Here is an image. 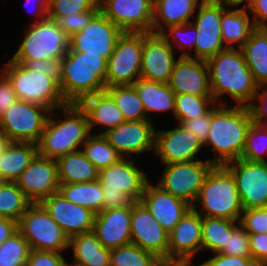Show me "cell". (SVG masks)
<instances>
[{
	"label": "cell",
	"instance_id": "6da1fadb",
	"mask_svg": "<svg viewBox=\"0 0 267 266\" xmlns=\"http://www.w3.org/2000/svg\"><path fill=\"white\" fill-rule=\"evenodd\" d=\"M212 97L216 104L226 94L237 101L236 105L250 106L258 93L259 85L254 81L241 49L226 48L206 60Z\"/></svg>",
	"mask_w": 267,
	"mask_h": 266
},
{
	"label": "cell",
	"instance_id": "7a4b0ae2",
	"mask_svg": "<svg viewBox=\"0 0 267 266\" xmlns=\"http://www.w3.org/2000/svg\"><path fill=\"white\" fill-rule=\"evenodd\" d=\"M252 122L249 106L215 104L211 108L210 130L203 148L212 146V151L218 154L207 160L214 165H225L241 158Z\"/></svg>",
	"mask_w": 267,
	"mask_h": 266
},
{
	"label": "cell",
	"instance_id": "3957f363",
	"mask_svg": "<svg viewBox=\"0 0 267 266\" xmlns=\"http://www.w3.org/2000/svg\"><path fill=\"white\" fill-rule=\"evenodd\" d=\"M59 110L65 119L53 120L55 109L51 110L37 144L40 156L55 160L79 150L91 134L87 114L79 104L68 103Z\"/></svg>",
	"mask_w": 267,
	"mask_h": 266
},
{
	"label": "cell",
	"instance_id": "277c9868",
	"mask_svg": "<svg viewBox=\"0 0 267 266\" xmlns=\"http://www.w3.org/2000/svg\"><path fill=\"white\" fill-rule=\"evenodd\" d=\"M107 60L100 55L76 52L70 46L62 57L60 90L67 103L79 104L85 97L106 90Z\"/></svg>",
	"mask_w": 267,
	"mask_h": 266
},
{
	"label": "cell",
	"instance_id": "5b68a950",
	"mask_svg": "<svg viewBox=\"0 0 267 266\" xmlns=\"http://www.w3.org/2000/svg\"><path fill=\"white\" fill-rule=\"evenodd\" d=\"M196 205H201L202 210H197ZM192 208L205 217L240 220L243 207L234 176L225 165L212 166Z\"/></svg>",
	"mask_w": 267,
	"mask_h": 266
},
{
	"label": "cell",
	"instance_id": "8992f818",
	"mask_svg": "<svg viewBox=\"0 0 267 266\" xmlns=\"http://www.w3.org/2000/svg\"><path fill=\"white\" fill-rule=\"evenodd\" d=\"M0 71L10 80L19 100L37 103L50 110H58L68 104L61 93L59 81L54 77L31 71L11 59Z\"/></svg>",
	"mask_w": 267,
	"mask_h": 266
},
{
	"label": "cell",
	"instance_id": "52a82bcc",
	"mask_svg": "<svg viewBox=\"0 0 267 266\" xmlns=\"http://www.w3.org/2000/svg\"><path fill=\"white\" fill-rule=\"evenodd\" d=\"M69 37L59 23L50 18L30 23L23 41L11 60H53L65 56Z\"/></svg>",
	"mask_w": 267,
	"mask_h": 266
},
{
	"label": "cell",
	"instance_id": "ba28073f",
	"mask_svg": "<svg viewBox=\"0 0 267 266\" xmlns=\"http://www.w3.org/2000/svg\"><path fill=\"white\" fill-rule=\"evenodd\" d=\"M18 231L31 250L62 253L69 248V238L51 218L41 203H31L18 220Z\"/></svg>",
	"mask_w": 267,
	"mask_h": 266
},
{
	"label": "cell",
	"instance_id": "9c48e42d",
	"mask_svg": "<svg viewBox=\"0 0 267 266\" xmlns=\"http://www.w3.org/2000/svg\"><path fill=\"white\" fill-rule=\"evenodd\" d=\"M50 112L43 105L18 100L0 117V132L11 142L38 144Z\"/></svg>",
	"mask_w": 267,
	"mask_h": 266
},
{
	"label": "cell",
	"instance_id": "30bf717a",
	"mask_svg": "<svg viewBox=\"0 0 267 266\" xmlns=\"http://www.w3.org/2000/svg\"><path fill=\"white\" fill-rule=\"evenodd\" d=\"M143 33L123 32L107 60L106 87L133 85L140 78Z\"/></svg>",
	"mask_w": 267,
	"mask_h": 266
},
{
	"label": "cell",
	"instance_id": "8fae6325",
	"mask_svg": "<svg viewBox=\"0 0 267 266\" xmlns=\"http://www.w3.org/2000/svg\"><path fill=\"white\" fill-rule=\"evenodd\" d=\"M163 165L162 177L156 185L193 207L204 178L214 164L208 160H196Z\"/></svg>",
	"mask_w": 267,
	"mask_h": 266
},
{
	"label": "cell",
	"instance_id": "7c38bea8",
	"mask_svg": "<svg viewBox=\"0 0 267 266\" xmlns=\"http://www.w3.org/2000/svg\"><path fill=\"white\" fill-rule=\"evenodd\" d=\"M197 8L196 20L191 21L197 29L195 56L207 60L226 49L222 42L221 16L226 7L231 6L216 0H202Z\"/></svg>",
	"mask_w": 267,
	"mask_h": 266
},
{
	"label": "cell",
	"instance_id": "4fadbf2b",
	"mask_svg": "<svg viewBox=\"0 0 267 266\" xmlns=\"http://www.w3.org/2000/svg\"><path fill=\"white\" fill-rule=\"evenodd\" d=\"M225 166L234 176L243 210L267 205V162L239 158Z\"/></svg>",
	"mask_w": 267,
	"mask_h": 266
},
{
	"label": "cell",
	"instance_id": "5bb4252c",
	"mask_svg": "<svg viewBox=\"0 0 267 266\" xmlns=\"http://www.w3.org/2000/svg\"><path fill=\"white\" fill-rule=\"evenodd\" d=\"M154 0H99L100 11L122 32H152Z\"/></svg>",
	"mask_w": 267,
	"mask_h": 266
},
{
	"label": "cell",
	"instance_id": "9a60e30c",
	"mask_svg": "<svg viewBox=\"0 0 267 266\" xmlns=\"http://www.w3.org/2000/svg\"><path fill=\"white\" fill-rule=\"evenodd\" d=\"M122 34L123 32L99 11L86 28L69 38V46L76 52L100 55L108 60Z\"/></svg>",
	"mask_w": 267,
	"mask_h": 266
},
{
	"label": "cell",
	"instance_id": "2e32d148",
	"mask_svg": "<svg viewBox=\"0 0 267 266\" xmlns=\"http://www.w3.org/2000/svg\"><path fill=\"white\" fill-rule=\"evenodd\" d=\"M152 120L124 121L103 133L108 143L122 156L155 152L156 129Z\"/></svg>",
	"mask_w": 267,
	"mask_h": 266
},
{
	"label": "cell",
	"instance_id": "e0dca14e",
	"mask_svg": "<svg viewBox=\"0 0 267 266\" xmlns=\"http://www.w3.org/2000/svg\"><path fill=\"white\" fill-rule=\"evenodd\" d=\"M131 243L159 259H168L169 233L141 202L131 206Z\"/></svg>",
	"mask_w": 267,
	"mask_h": 266
},
{
	"label": "cell",
	"instance_id": "ac0fdd59",
	"mask_svg": "<svg viewBox=\"0 0 267 266\" xmlns=\"http://www.w3.org/2000/svg\"><path fill=\"white\" fill-rule=\"evenodd\" d=\"M16 184L31 203H41L59 191L60 180L56 160L37 154L20 174Z\"/></svg>",
	"mask_w": 267,
	"mask_h": 266
},
{
	"label": "cell",
	"instance_id": "d6986e66",
	"mask_svg": "<svg viewBox=\"0 0 267 266\" xmlns=\"http://www.w3.org/2000/svg\"><path fill=\"white\" fill-rule=\"evenodd\" d=\"M173 52L172 46L159 33H143L140 78L168 83L176 62Z\"/></svg>",
	"mask_w": 267,
	"mask_h": 266
},
{
	"label": "cell",
	"instance_id": "ffe728a7",
	"mask_svg": "<svg viewBox=\"0 0 267 266\" xmlns=\"http://www.w3.org/2000/svg\"><path fill=\"white\" fill-rule=\"evenodd\" d=\"M199 250H202V215L191 207L168 235V259L191 265Z\"/></svg>",
	"mask_w": 267,
	"mask_h": 266
},
{
	"label": "cell",
	"instance_id": "44dd1931",
	"mask_svg": "<svg viewBox=\"0 0 267 266\" xmlns=\"http://www.w3.org/2000/svg\"><path fill=\"white\" fill-rule=\"evenodd\" d=\"M203 143L178 123L173 129L156 130L155 152L163 164L196 161Z\"/></svg>",
	"mask_w": 267,
	"mask_h": 266
},
{
	"label": "cell",
	"instance_id": "7402d4cb",
	"mask_svg": "<svg viewBox=\"0 0 267 266\" xmlns=\"http://www.w3.org/2000/svg\"><path fill=\"white\" fill-rule=\"evenodd\" d=\"M41 204L68 238L93 230L95 213L68 201L59 191L45 198Z\"/></svg>",
	"mask_w": 267,
	"mask_h": 266
},
{
	"label": "cell",
	"instance_id": "603a6c76",
	"mask_svg": "<svg viewBox=\"0 0 267 266\" xmlns=\"http://www.w3.org/2000/svg\"><path fill=\"white\" fill-rule=\"evenodd\" d=\"M148 179L146 173L128 156L98 171V181L102 185V190H120L134 202L141 200Z\"/></svg>",
	"mask_w": 267,
	"mask_h": 266
},
{
	"label": "cell",
	"instance_id": "cb8c5ba5",
	"mask_svg": "<svg viewBox=\"0 0 267 266\" xmlns=\"http://www.w3.org/2000/svg\"><path fill=\"white\" fill-rule=\"evenodd\" d=\"M168 85L176 95L212 96L206 60L179 56Z\"/></svg>",
	"mask_w": 267,
	"mask_h": 266
},
{
	"label": "cell",
	"instance_id": "d4e9b609",
	"mask_svg": "<svg viewBox=\"0 0 267 266\" xmlns=\"http://www.w3.org/2000/svg\"><path fill=\"white\" fill-rule=\"evenodd\" d=\"M131 206L102 210L95 214L93 232L105 248L131 243Z\"/></svg>",
	"mask_w": 267,
	"mask_h": 266
},
{
	"label": "cell",
	"instance_id": "484cf974",
	"mask_svg": "<svg viewBox=\"0 0 267 266\" xmlns=\"http://www.w3.org/2000/svg\"><path fill=\"white\" fill-rule=\"evenodd\" d=\"M160 225L170 233L184 214L191 208L159 186L147 182L140 200Z\"/></svg>",
	"mask_w": 267,
	"mask_h": 266
},
{
	"label": "cell",
	"instance_id": "4316f807",
	"mask_svg": "<svg viewBox=\"0 0 267 266\" xmlns=\"http://www.w3.org/2000/svg\"><path fill=\"white\" fill-rule=\"evenodd\" d=\"M79 105L87 114L90 132L94 126L102 125L105 131L100 134H103L125 121L121 110L106 90L85 97Z\"/></svg>",
	"mask_w": 267,
	"mask_h": 266
},
{
	"label": "cell",
	"instance_id": "83f0119b",
	"mask_svg": "<svg viewBox=\"0 0 267 266\" xmlns=\"http://www.w3.org/2000/svg\"><path fill=\"white\" fill-rule=\"evenodd\" d=\"M199 0H154L152 32L160 33L171 25H182L191 22ZM202 1V0H200Z\"/></svg>",
	"mask_w": 267,
	"mask_h": 266
},
{
	"label": "cell",
	"instance_id": "f1b7e54d",
	"mask_svg": "<svg viewBox=\"0 0 267 266\" xmlns=\"http://www.w3.org/2000/svg\"><path fill=\"white\" fill-rule=\"evenodd\" d=\"M229 7L235 8L236 5L228 6L222 12L220 23L222 42L225 43V48L234 49V44H238V49H241L255 26L245 6L237 9H230Z\"/></svg>",
	"mask_w": 267,
	"mask_h": 266
},
{
	"label": "cell",
	"instance_id": "f546056e",
	"mask_svg": "<svg viewBox=\"0 0 267 266\" xmlns=\"http://www.w3.org/2000/svg\"><path fill=\"white\" fill-rule=\"evenodd\" d=\"M38 154V146L29 142H10L0 157L1 182H16Z\"/></svg>",
	"mask_w": 267,
	"mask_h": 266
},
{
	"label": "cell",
	"instance_id": "4dcf8cb0",
	"mask_svg": "<svg viewBox=\"0 0 267 266\" xmlns=\"http://www.w3.org/2000/svg\"><path fill=\"white\" fill-rule=\"evenodd\" d=\"M73 247L74 262L81 266H110L111 249L105 248L93 231L69 238Z\"/></svg>",
	"mask_w": 267,
	"mask_h": 266
},
{
	"label": "cell",
	"instance_id": "1f68e13d",
	"mask_svg": "<svg viewBox=\"0 0 267 266\" xmlns=\"http://www.w3.org/2000/svg\"><path fill=\"white\" fill-rule=\"evenodd\" d=\"M133 86L143 103L147 120H151V112L172 111L174 114L176 94L170 89L168 83H158L139 78Z\"/></svg>",
	"mask_w": 267,
	"mask_h": 266
},
{
	"label": "cell",
	"instance_id": "d6a6232c",
	"mask_svg": "<svg viewBox=\"0 0 267 266\" xmlns=\"http://www.w3.org/2000/svg\"><path fill=\"white\" fill-rule=\"evenodd\" d=\"M241 50L254 81L267 86V29L255 28Z\"/></svg>",
	"mask_w": 267,
	"mask_h": 266
},
{
	"label": "cell",
	"instance_id": "836d02e7",
	"mask_svg": "<svg viewBox=\"0 0 267 266\" xmlns=\"http://www.w3.org/2000/svg\"><path fill=\"white\" fill-rule=\"evenodd\" d=\"M60 183H80L98 180V170L81 150L56 159Z\"/></svg>",
	"mask_w": 267,
	"mask_h": 266
},
{
	"label": "cell",
	"instance_id": "e575fe53",
	"mask_svg": "<svg viewBox=\"0 0 267 266\" xmlns=\"http://www.w3.org/2000/svg\"><path fill=\"white\" fill-rule=\"evenodd\" d=\"M59 192L73 204L90 209L97 214L102 211L103 190L98 180L80 183H60Z\"/></svg>",
	"mask_w": 267,
	"mask_h": 266
},
{
	"label": "cell",
	"instance_id": "d590c367",
	"mask_svg": "<svg viewBox=\"0 0 267 266\" xmlns=\"http://www.w3.org/2000/svg\"><path fill=\"white\" fill-rule=\"evenodd\" d=\"M238 221L202 216V250L219 253L227 245L228 235L238 226Z\"/></svg>",
	"mask_w": 267,
	"mask_h": 266
},
{
	"label": "cell",
	"instance_id": "8d00e7d4",
	"mask_svg": "<svg viewBox=\"0 0 267 266\" xmlns=\"http://www.w3.org/2000/svg\"><path fill=\"white\" fill-rule=\"evenodd\" d=\"M121 110L125 121H138L147 119L145 108L139 94L133 85L106 87Z\"/></svg>",
	"mask_w": 267,
	"mask_h": 266
},
{
	"label": "cell",
	"instance_id": "74e56055",
	"mask_svg": "<svg viewBox=\"0 0 267 266\" xmlns=\"http://www.w3.org/2000/svg\"><path fill=\"white\" fill-rule=\"evenodd\" d=\"M83 146L81 151L98 171L122 159V156L108 143L103 134L91 133Z\"/></svg>",
	"mask_w": 267,
	"mask_h": 266
},
{
	"label": "cell",
	"instance_id": "f35d334b",
	"mask_svg": "<svg viewBox=\"0 0 267 266\" xmlns=\"http://www.w3.org/2000/svg\"><path fill=\"white\" fill-rule=\"evenodd\" d=\"M30 204L16 182H0V217L18 222Z\"/></svg>",
	"mask_w": 267,
	"mask_h": 266
},
{
	"label": "cell",
	"instance_id": "ab89813d",
	"mask_svg": "<svg viewBox=\"0 0 267 266\" xmlns=\"http://www.w3.org/2000/svg\"><path fill=\"white\" fill-rule=\"evenodd\" d=\"M215 104L212 96L175 95L174 118L182 124L184 121L205 115Z\"/></svg>",
	"mask_w": 267,
	"mask_h": 266
},
{
	"label": "cell",
	"instance_id": "60d3db41",
	"mask_svg": "<svg viewBox=\"0 0 267 266\" xmlns=\"http://www.w3.org/2000/svg\"><path fill=\"white\" fill-rule=\"evenodd\" d=\"M159 258L129 243L111 249L110 266H153Z\"/></svg>",
	"mask_w": 267,
	"mask_h": 266
},
{
	"label": "cell",
	"instance_id": "b9f144b4",
	"mask_svg": "<svg viewBox=\"0 0 267 266\" xmlns=\"http://www.w3.org/2000/svg\"><path fill=\"white\" fill-rule=\"evenodd\" d=\"M159 34L173 49L176 47L179 48L178 50L183 51L180 57H193L192 53L188 52L195 48L196 43L197 29L192 22L182 25L167 26Z\"/></svg>",
	"mask_w": 267,
	"mask_h": 266
},
{
	"label": "cell",
	"instance_id": "7bdbcfd3",
	"mask_svg": "<svg viewBox=\"0 0 267 266\" xmlns=\"http://www.w3.org/2000/svg\"><path fill=\"white\" fill-rule=\"evenodd\" d=\"M31 248L17 231L0 245V266H25Z\"/></svg>",
	"mask_w": 267,
	"mask_h": 266
},
{
	"label": "cell",
	"instance_id": "ee69618b",
	"mask_svg": "<svg viewBox=\"0 0 267 266\" xmlns=\"http://www.w3.org/2000/svg\"><path fill=\"white\" fill-rule=\"evenodd\" d=\"M267 155V127L252 122L241 155L242 159L251 162H267L263 156Z\"/></svg>",
	"mask_w": 267,
	"mask_h": 266
},
{
	"label": "cell",
	"instance_id": "f6af8a7d",
	"mask_svg": "<svg viewBox=\"0 0 267 266\" xmlns=\"http://www.w3.org/2000/svg\"><path fill=\"white\" fill-rule=\"evenodd\" d=\"M84 11H100L99 0H49L47 17L59 22L63 17Z\"/></svg>",
	"mask_w": 267,
	"mask_h": 266
},
{
	"label": "cell",
	"instance_id": "bcb514c9",
	"mask_svg": "<svg viewBox=\"0 0 267 266\" xmlns=\"http://www.w3.org/2000/svg\"><path fill=\"white\" fill-rule=\"evenodd\" d=\"M219 253L238 257H252L249 234L240 224L228 235L227 245Z\"/></svg>",
	"mask_w": 267,
	"mask_h": 266
},
{
	"label": "cell",
	"instance_id": "7dc6e473",
	"mask_svg": "<svg viewBox=\"0 0 267 266\" xmlns=\"http://www.w3.org/2000/svg\"><path fill=\"white\" fill-rule=\"evenodd\" d=\"M238 223L248 234L267 233V213L262 208L243 210Z\"/></svg>",
	"mask_w": 267,
	"mask_h": 266
},
{
	"label": "cell",
	"instance_id": "c3c4849f",
	"mask_svg": "<svg viewBox=\"0 0 267 266\" xmlns=\"http://www.w3.org/2000/svg\"><path fill=\"white\" fill-rule=\"evenodd\" d=\"M99 11H84L75 14H70L63 17L58 23L60 28L64 30L66 35L70 38L75 33L80 32L82 29L86 28L91 22L92 18Z\"/></svg>",
	"mask_w": 267,
	"mask_h": 266
},
{
	"label": "cell",
	"instance_id": "681fc988",
	"mask_svg": "<svg viewBox=\"0 0 267 266\" xmlns=\"http://www.w3.org/2000/svg\"><path fill=\"white\" fill-rule=\"evenodd\" d=\"M17 63L23 64L27 69L44 73L48 76L54 77L58 81L62 75V58L53 60H12Z\"/></svg>",
	"mask_w": 267,
	"mask_h": 266
},
{
	"label": "cell",
	"instance_id": "f907efd6",
	"mask_svg": "<svg viewBox=\"0 0 267 266\" xmlns=\"http://www.w3.org/2000/svg\"><path fill=\"white\" fill-rule=\"evenodd\" d=\"M66 262L59 252L31 250L25 266H66Z\"/></svg>",
	"mask_w": 267,
	"mask_h": 266
},
{
	"label": "cell",
	"instance_id": "816d5d0a",
	"mask_svg": "<svg viewBox=\"0 0 267 266\" xmlns=\"http://www.w3.org/2000/svg\"><path fill=\"white\" fill-rule=\"evenodd\" d=\"M252 259L258 266H267V233L249 234Z\"/></svg>",
	"mask_w": 267,
	"mask_h": 266
},
{
	"label": "cell",
	"instance_id": "f5cc1de1",
	"mask_svg": "<svg viewBox=\"0 0 267 266\" xmlns=\"http://www.w3.org/2000/svg\"><path fill=\"white\" fill-rule=\"evenodd\" d=\"M197 266H258L252 257H238L215 253L212 258Z\"/></svg>",
	"mask_w": 267,
	"mask_h": 266
},
{
	"label": "cell",
	"instance_id": "db71d44e",
	"mask_svg": "<svg viewBox=\"0 0 267 266\" xmlns=\"http://www.w3.org/2000/svg\"><path fill=\"white\" fill-rule=\"evenodd\" d=\"M211 124V109L200 117L184 121L181 125L195 135L202 143L205 142Z\"/></svg>",
	"mask_w": 267,
	"mask_h": 266
},
{
	"label": "cell",
	"instance_id": "11a10c76",
	"mask_svg": "<svg viewBox=\"0 0 267 266\" xmlns=\"http://www.w3.org/2000/svg\"><path fill=\"white\" fill-rule=\"evenodd\" d=\"M249 107L253 121L267 127V86L259 87L254 102Z\"/></svg>",
	"mask_w": 267,
	"mask_h": 266
},
{
	"label": "cell",
	"instance_id": "9f6ffc18",
	"mask_svg": "<svg viewBox=\"0 0 267 266\" xmlns=\"http://www.w3.org/2000/svg\"><path fill=\"white\" fill-rule=\"evenodd\" d=\"M0 117L19 99L8 77L0 71Z\"/></svg>",
	"mask_w": 267,
	"mask_h": 266
},
{
	"label": "cell",
	"instance_id": "6f0895ef",
	"mask_svg": "<svg viewBox=\"0 0 267 266\" xmlns=\"http://www.w3.org/2000/svg\"><path fill=\"white\" fill-rule=\"evenodd\" d=\"M102 210L132 206L134 201L120 190H103Z\"/></svg>",
	"mask_w": 267,
	"mask_h": 266
},
{
	"label": "cell",
	"instance_id": "680465c9",
	"mask_svg": "<svg viewBox=\"0 0 267 266\" xmlns=\"http://www.w3.org/2000/svg\"><path fill=\"white\" fill-rule=\"evenodd\" d=\"M244 5L253 14L255 28L267 29V0H249Z\"/></svg>",
	"mask_w": 267,
	"mask_h": 266
},
{
	"label": "cell",
	"instance_id": "91938a15",
	"mask_svg": "<svg viewBox=\"0 0 267 266\" xmlns=\"http://www.w3.org/2000/svg\"><path fill=\"white\" fill-rule=\"evenodd\" d=\"M18 231V222L0 217V245Z\"/></svg>",
	"mask_w": 267,
	"mask_h": 266
},
{
	"label": "cell",
	"instance_id": "94428289",
	"mask_svg": "<svg viewBox=\"0 0 267 266\" xmlns=\"http://www.w3.org/2000/svg\"><path fill=\"white\" fill-rule=\"evenodd\" d=\"M27 3H33L35 5V9L36 12H34V14L36 13V18L38 17L39 19H35L38 21L36 22H40L42 20H44L45 18H47V13H48V9H49V0H36V2L34 0H27Z\"/></svg>",
	"mask_w": 267,
	"mask_h": 266
},
{
	"label": "cell",
	"instance_id": "6125c7cd",
	"mask_svg": "<svg viewBox=\"0 0 267 266\" xmlns=\"http://www.w3.org/2000/svg\"><path fill=\"white\" fill-rule=\"evenodd\" d=\"M10 142L11 141L8 139V137L5 134H3L2 132H0V157L5 152L6 148L10 144Z\"/></svg>",
	"mask_w": 267,
	"mask_h": 266
},
{
	"label": "cell",
	"instance_id": "be15d7a7",
	"mask_svg": "<svg viewBox=\"0 0 267 266\" xmlns=\"http://www.w3.org/2000/svg\"><path fill=\"white\" fill-rule=\"evenodd\" d=\"M221 1L223 3L229 4V5H236L237 7L243 3H247L249 0H216Z\"/></svg>",
	"mask_w": 267,
	"mask_h": 266
},
{
	"label": "cell",
	"instance_id": "e7e4bbea",
	"mask_svg": "<svg viewBox=\"0 0 267 266\" xmlns=\"http://www.w3.org/2000/svg\"><path fill=\"white\" fill-rule=\"evenodd\" d=\"M66 266H81V265H78L72 262L71 263L66 262Z\"/></svg>",
	"mask_w": 267,
	"mask_h": 266
},
{
	"label": "cell",
	"instance_id": "03108f58",
	"mask_svg": "<svg viewBox=\"0 0 267 266\" xmlns=\"http://www.w3.org/2000/svg\"><path fill=\"white\" fill-rule=\"evenodd\" d=\"M262 209L267 213V205L265 207H262Z\"/></svg>",
	"mask_w": 267,
	"mask_h": 266
}]
</instances>
